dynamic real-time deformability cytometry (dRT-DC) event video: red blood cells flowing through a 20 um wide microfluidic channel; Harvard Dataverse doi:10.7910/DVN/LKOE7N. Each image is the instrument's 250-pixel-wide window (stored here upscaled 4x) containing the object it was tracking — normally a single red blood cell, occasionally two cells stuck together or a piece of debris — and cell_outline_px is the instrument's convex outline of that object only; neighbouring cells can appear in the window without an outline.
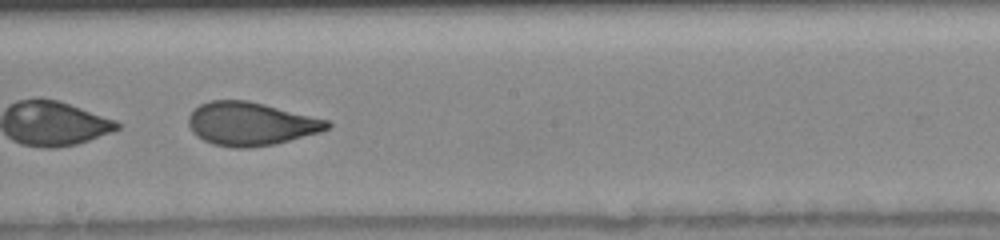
{"species": "human", "species_latin": "Homo sapiens", "temperature_condition": "room temperature", "stored_images_in_passage": 44, "segment_of_instrument_passage": [2, 2], "camera_frame_rate_fps": 3000, "um_per_image_px": 0.085, "donor": {"sex": "female"}, "frame": {"image": 1, "passage_image": 27, "time_ms": 8.667, "image_size_px": [1000, 240], "cell_outline_px": [[332, 124], [328, 128], [320, 132], [276, 144], [248, 148], [232, 148], [212, 144], [196, 136], [192, 132], [188, 124], [188, 116], [200, 104], [212, 100], [248, 100], [328, 120]], "centroid_in_image_um": [21.29, 10.53], "position_along_channel_um": 226.9, "area_um2": 35.03}}
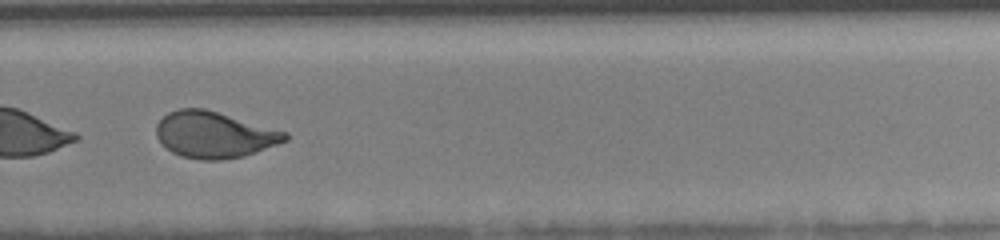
{"frame": {"image": 2, "passage_image": 33, "time_ms": 10.667, "image_size_px": [1000, 240], "cell_outline_px": [[288, 140], [244, 156], [224, 160], [200, 160], [180, 156], [172, 152], [160, 144], [156, 136], [156, 124], [168, 112], [180, 108], [204, 108], [288, 132]], "centroid_in_image_um": [18.18, 11.46], "position_along_channel_um": 311.6, "area_um2": 34.91}}
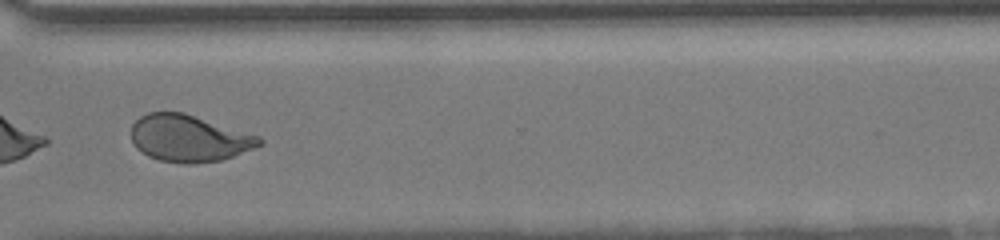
{"frame": {"image": 3, "passage_image": 36, "time_ms": 11.667, "image_size_px": [1000, 240], "cell_outline_px": [[264, 144], [232, 156], [220, 160], [192, 164], [184, 164], [160, 160], [148, 156], [136, 148], [132, 140], [132, 124], [140, 116], [148, 112], [184, 112], [260, 136], [264, 140]], "centroid_in_image_um": [16.07, 11.75], "position_along_channel_um": 354.5, "area_um2": 35.03}}